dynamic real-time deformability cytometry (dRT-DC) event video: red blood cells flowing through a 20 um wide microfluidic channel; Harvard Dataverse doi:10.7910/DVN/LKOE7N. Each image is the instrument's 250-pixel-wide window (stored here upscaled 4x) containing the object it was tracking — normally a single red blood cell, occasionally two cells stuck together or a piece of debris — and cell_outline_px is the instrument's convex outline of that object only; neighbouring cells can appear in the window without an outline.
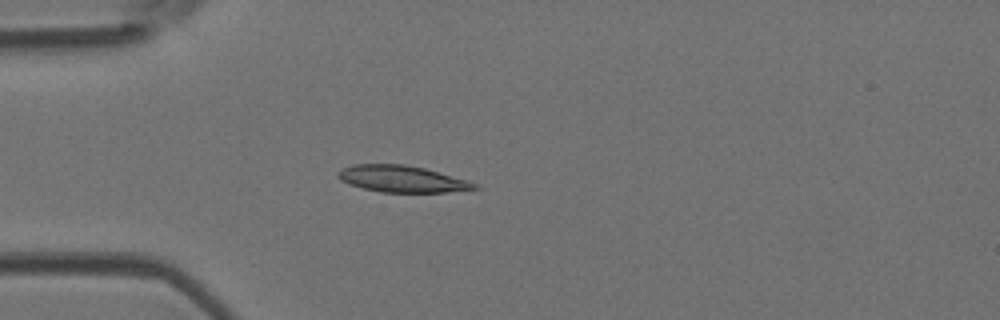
{"species": "Egyptian fruit bat (a non-hibernating species)", "species_latin": "Rousettus aegyptiacus", "temperature_condition": "room temperature", "stored_images_in_passage": 4, "camera_frame_rate_fps": 3000, "um_per_image_px": 0.085, "animal": {"sex": "female"}, "frame": {"image": 1, "passage_image": 4, "time_ms": 1.0, "image_size_px": [1000, 320], "cell_outline_px": [[480, 188], [444, 192], [380, 192], [348, 184], [340, 180], [336, 176], [336, 172], [340, 168], [352, 164], [404, 164], [424, 168], [468, 180], [476, 184]], "centroid_in_image_um": [34.1, 15.2], "position_along_channel_um": 50.9, "area_um2": 21.21}}